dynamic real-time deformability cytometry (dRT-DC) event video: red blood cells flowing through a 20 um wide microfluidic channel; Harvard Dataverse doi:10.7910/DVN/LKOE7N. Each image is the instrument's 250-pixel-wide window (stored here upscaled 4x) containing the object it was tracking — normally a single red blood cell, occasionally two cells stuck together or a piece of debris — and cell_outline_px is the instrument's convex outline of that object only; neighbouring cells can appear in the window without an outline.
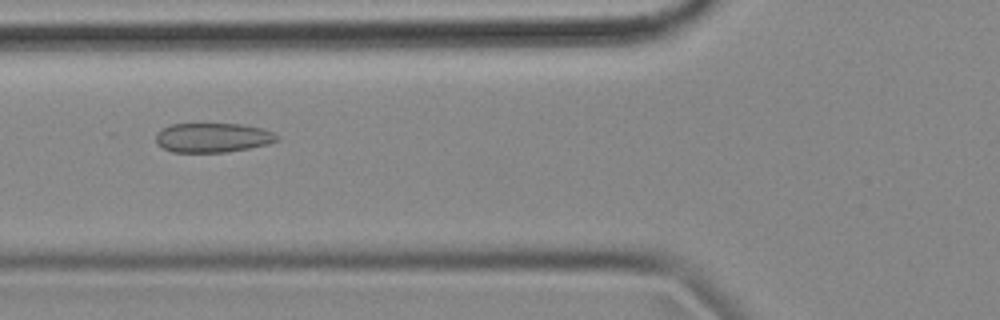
{"species": "common noctule bat (a hibernating species)", "species_latin": "Nyctalus noctula", "temperature_condition": "cold", "stored_images_in_passage": 40, "camera_frame_rate_fps": 3000, "um_per_image_px": 0.085, "animal": {"sex": "female", "body_mass_g": 18.4}, "frame": {"image": 1, "passage_image": 5, "time_ms": 1.333, "image_size_px": [1000, 320], "cell_outline_px": [[280, 140], [268, 144], [248, 148], [224, 152], [172, 152], [156, 144], [156, 132], [160, 128], [172, 124], [244, 124], [264, 128], [276, 132], [280, 136]], "centroid_in_image_um": [18.12, 11.69], "position_along_channel_um": 107.7, "area_um2": 21.1}}
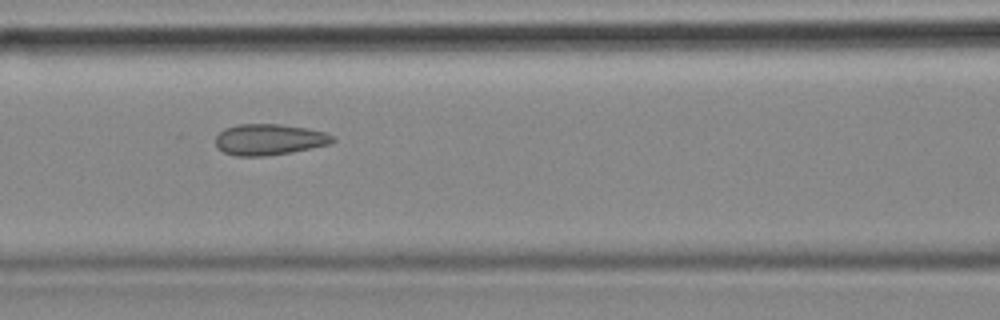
{"frame": {"image": 2, "passage_image": 8, "time_ms": 2.333, "image_size_px": [1000, 320], "cell_outline_px": [[336, 140], [328, 144], [288, 152], [264, 156], [236, 156], [224, 152], [216, 144], [216, 136], [224, 128], [236, 124], [280, 124], [308, 128], [324, 132], [332, 136]], "centroid_in_image_um": [22.85, 11.84], "position_along_channel_um": 143.8, "area_um2": 20.92}}
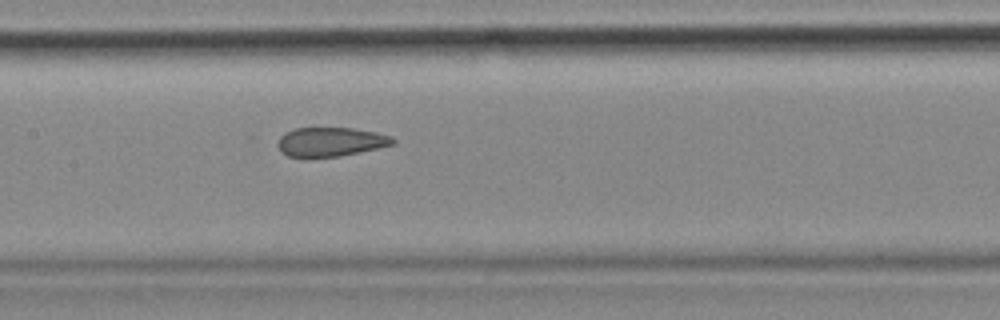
{"frame": {"image": 3, "passage_image": 11, "time_ms": 3.333, "image_size_px": [1000, 320], "cell_outline_px": [[396, 144], [380, 148], [340, 156], [288, 156], [276, 144], [280, 136], [284, 132], [296, 128], [352, 128], [376, 132], [392, 136], [396, 140]], "centroid_in_image_um": [28.16, 12.04], "position_along_channel_um": 179.2, "area_um2": 19.42}, "authors_computed_cell_mechanics": {"area_um2": 21.097, "velocity_mm_per_s": 3.578, "shape_relaxation_time_tau1_ms": null, "shape_relaxation_time_tau2_ms": 1.5006, "deformation_change_tau1": null, "deformation_change_tau2": 0.0776}}